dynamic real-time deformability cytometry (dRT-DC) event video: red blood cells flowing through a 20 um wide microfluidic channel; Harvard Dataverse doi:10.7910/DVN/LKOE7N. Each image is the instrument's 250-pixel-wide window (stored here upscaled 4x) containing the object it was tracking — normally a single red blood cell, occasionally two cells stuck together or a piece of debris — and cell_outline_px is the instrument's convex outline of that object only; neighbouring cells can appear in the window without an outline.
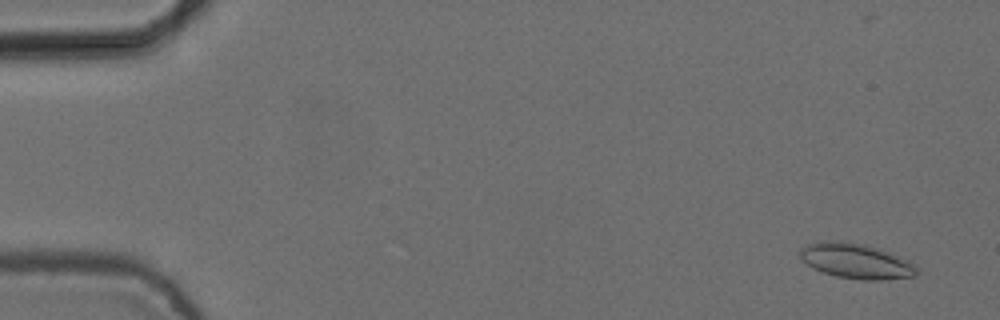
{"species": "common noctule bat (a hibernating species)", "species_latin": "Nyctalus noctula", "temperature_condition": "cold", "stored_images_in_passage": 4, "camera_frame_rate_fps": 3000, "um_per_image_px": 0.085, "animal": {"sex": "female", "body_mass_g": 24.6, "forearm_length_mm": 56.2}, "frame": {"image": 1, "passage_image": 1, "time_ms": 0.0, "image_size_px": [1000, 320], "cell_outline_px": [[920, 272], [916, 276], [880, 280], [860, 280], [836, 276], [820, 272], [812, 268], [800, 256], [800, 248], [808, 244], [824, 240], [848, 240], [880, 248], [900, 256], [916, 264]], "centroid_in_image_um": [72.8, 22.18], "position_along_channel_um": 12.2, "area_um2": 24.45}}